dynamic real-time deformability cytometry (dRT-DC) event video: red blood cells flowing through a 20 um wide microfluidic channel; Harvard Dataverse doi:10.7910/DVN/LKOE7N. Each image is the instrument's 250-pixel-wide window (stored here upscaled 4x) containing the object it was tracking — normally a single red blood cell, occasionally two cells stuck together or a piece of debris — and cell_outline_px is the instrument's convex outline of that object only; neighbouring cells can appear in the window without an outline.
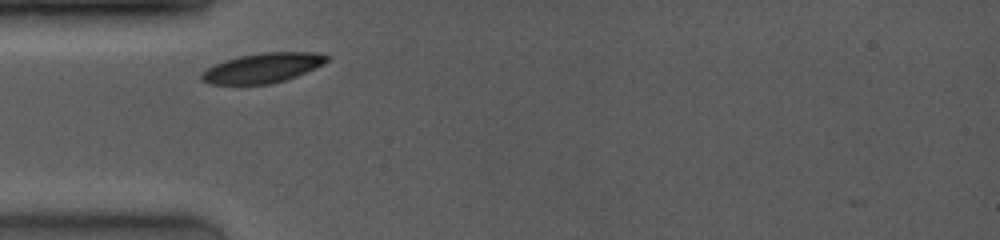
{"species": "common noctule bat (a hibernating species)", "species_latin": "Nyctalus noctula", "temperature_condition": "room temperature", "stored_images_in_passage": 5, "camera_frame_rate_fps": 4000, "um_per_image_px": 0.085, "animal": {"sex": "female", "body_mass_g": 19.0, "forearm_length_mm": 53.3}, "frame": {"image": 1, "passage_image": 1, "time_ms": 0.0, "image_size_px": [1000, 240], "cell_outline_px": [[332, 56], [324, 64], [296, 76], [284, 80], [268, 84], [208, 84], [200, 80], [200, 72], [224, 60], [240, 56], [260, 52], [316, 52]], "centroid_in_image_um": [22.32, 5.76], "position_along_channel_um": 62.7, "area_um2": 21.79}}